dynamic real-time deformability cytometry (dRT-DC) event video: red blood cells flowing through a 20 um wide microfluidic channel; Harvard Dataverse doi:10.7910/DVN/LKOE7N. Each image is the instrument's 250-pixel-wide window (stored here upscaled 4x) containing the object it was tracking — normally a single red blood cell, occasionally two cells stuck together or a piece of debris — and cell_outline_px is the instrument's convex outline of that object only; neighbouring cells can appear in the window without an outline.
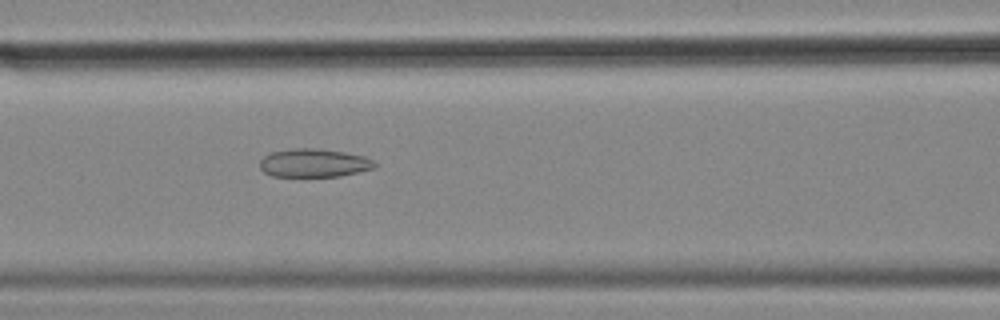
{"species": "common noctule bat (a hibernating species)", "species_latin": "Nyctalus noctula", "temperature_condition": "cold", "stored_images_in_passage": 55, "camera_frame_rate_fps": 3000, "um_per_image_px": 0.085, "animal": {"sex": "female", "body_mass_g": 18.4}, "frame": {"image": 1, "passage_image": 23, "time_ms": 7.333, "image_size_px": [1000, 320], "cell_outline_px": [[376, 168], [340, 176], [272, 176], [264, 172], [260, 168], [260, 160], [264, 156], [272, 152], [292, 148], [316, 148], [344, 152], [364, 156], [372, 160], [376, 164]], "centroid_in_image_um": [26.68, 13.85], "position_along_channel_um": 139.9, "area_um2": 18.96}}
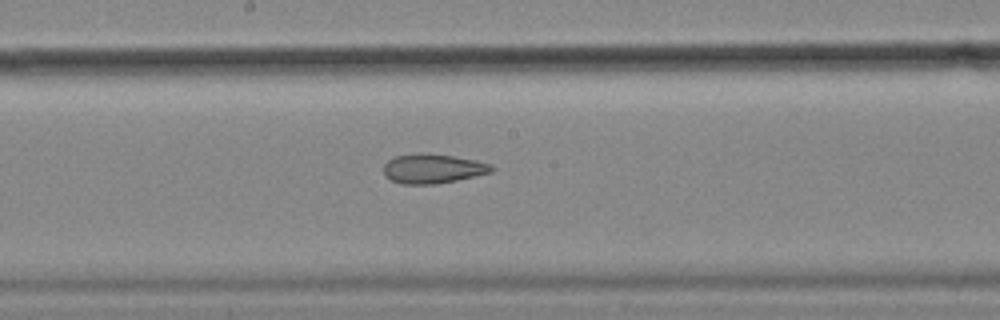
{"frame": {"image": 2, "passage_image": 29, "time_ms": 9.333, "image_size_px": [1000, 320], "cell_outline_px": [[496, 168], [492, 172], [456, 180], [436, 184], [400, 184], [384, 176], [384, 164], [388, 160], [396, 156], [452, 156], [476, 160], [492, 164]], "centroid_in_image_um": [36.83, 14.38], "position_along_channel_um": 211.4, "area_um2": 17.8}}
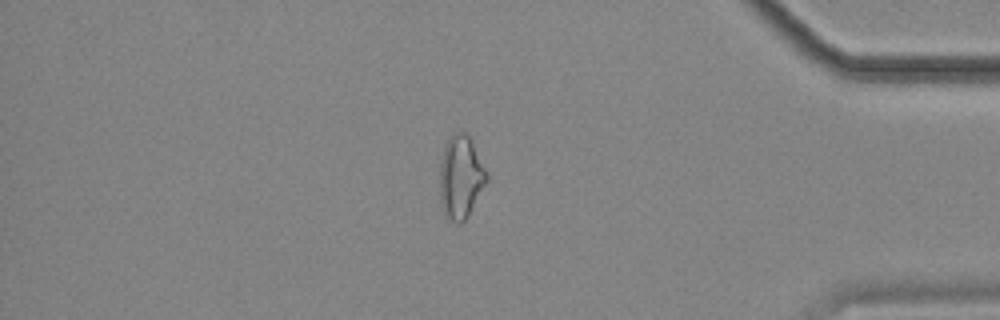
{"frame": {"image": 3, "passage_image": 47, "time_ms": 15.333, "image_size_px": [1000, 320], "cell_outline_px": [[488, 180], [468, 216], [460, 224], [456, 224], [444, 216], [440, 200], [440, 164], [444, 148], [452, 132], [468, 132], [488, 172]], "centroid_in_image_um": [39.17, 15.05], "position_along_channel_um": 396.0, "area_um2": 23.06}, "authors_computed_cell_mechanics": {"area_um2": 23.0622, "velocity_mm_per_s": 3.5905, "shape_relaxation_time_tau1_ms": null, "shape_relaxation_time_tau2_ms": 4.0087, "deformation_change_tau1": null, "deformation_change_tau2": 0.1212}}